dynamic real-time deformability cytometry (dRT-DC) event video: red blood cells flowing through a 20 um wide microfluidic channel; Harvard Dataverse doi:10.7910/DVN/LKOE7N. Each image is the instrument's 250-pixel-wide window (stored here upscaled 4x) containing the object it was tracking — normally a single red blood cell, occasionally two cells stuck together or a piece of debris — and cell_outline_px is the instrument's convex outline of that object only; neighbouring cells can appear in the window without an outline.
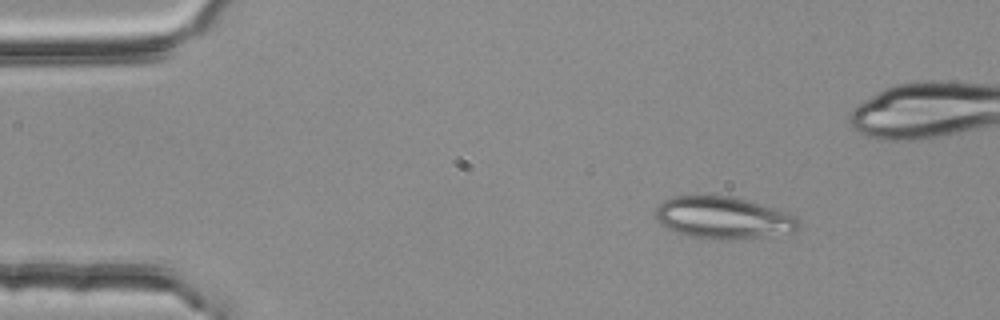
{"species": "common noctule bat (a hibernating species)", "species_latin": "Nyctalus noctula", "temperature_condition": "room temperature", "stored_images_in_passage": 4, "camera_frame_rate_fps": 3000, "um_per_image_px": 0.085, "animal": {"sex": "female", "body_mass_g": 25.1}, "frame": {"image": 1, "passage_image": 1, "time_ms": 0.0, "image_size_px": [1000, 320], "cell_outline_px": [[800, 228], [792, 232], [760, 236], [724, 240], [716, 240], [692, 236], [672, 232], [664, 228], [660, 224], [656, 216], [656, 208], [664, 200], [672, 196], [732, 196], [776, 208], [796, 216], [800, 220]], "centroid_in_image_um": [61.46, 18.51], "position_along_channel_um": 23.5, "area_um2": 35.08}}